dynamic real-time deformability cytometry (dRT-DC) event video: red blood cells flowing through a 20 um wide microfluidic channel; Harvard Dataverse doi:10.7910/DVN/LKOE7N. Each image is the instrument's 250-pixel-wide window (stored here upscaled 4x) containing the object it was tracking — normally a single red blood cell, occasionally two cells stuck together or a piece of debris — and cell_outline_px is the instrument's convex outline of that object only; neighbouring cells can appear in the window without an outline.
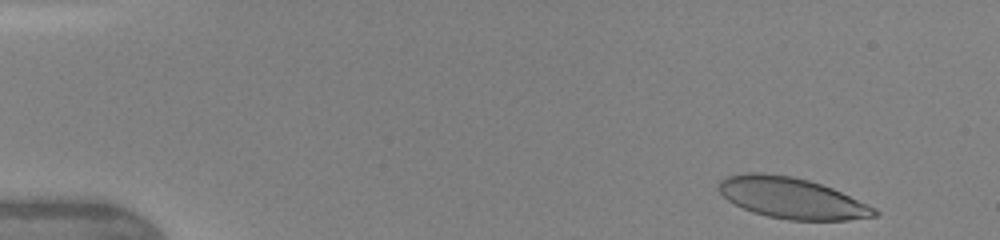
{"species": "human", "species_latin": "Homo sapiens", "temperature_condition": "warm", "stored_images_in_passage": 7, "camera_frame_rate_fps": 3000, "um_per_image_px": 0.085, "donor": {"sex": "female"}, "frame": {"image": 1, "passage_image": 1, "time_ms": 0.0, "image_size_px": [1000, 240], "cell_outline_px": [[880, 212], [876, 216], [848, 220], [788, 220], [768, 216], [752, 212], [728, 200], [720, 192], [720, 180], [728, 176], [748, 172], [760, 172], [792, 176], [808, 180], [832, 188], [876, 208]], "centroid_in_image_um": [67.32, 16.84], "position_along_channel_um": 17.7, "area_um2": 36.88}}
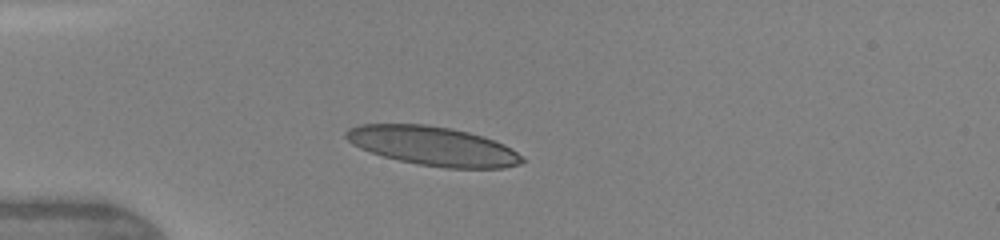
{"frame": {"image": 2, "passage_image": 5, "time_ms": 3.0, "image_size_px": [1000, 240], "cell_outline_px": [[524, 160], [520, 164], [504, 168], [448, 168], [416, 164], [384, 156], [360, 148], [352, 144], [344, 136], [344, 132], [348, 128], [360, 124], [424, 124], [452, 128], [484, 136], [504, 144], [516, 152]], "centroid_in_image_um": [36.78, 12.4], "position_along_channel_um": 48.2, "area_um2": 40.0}}